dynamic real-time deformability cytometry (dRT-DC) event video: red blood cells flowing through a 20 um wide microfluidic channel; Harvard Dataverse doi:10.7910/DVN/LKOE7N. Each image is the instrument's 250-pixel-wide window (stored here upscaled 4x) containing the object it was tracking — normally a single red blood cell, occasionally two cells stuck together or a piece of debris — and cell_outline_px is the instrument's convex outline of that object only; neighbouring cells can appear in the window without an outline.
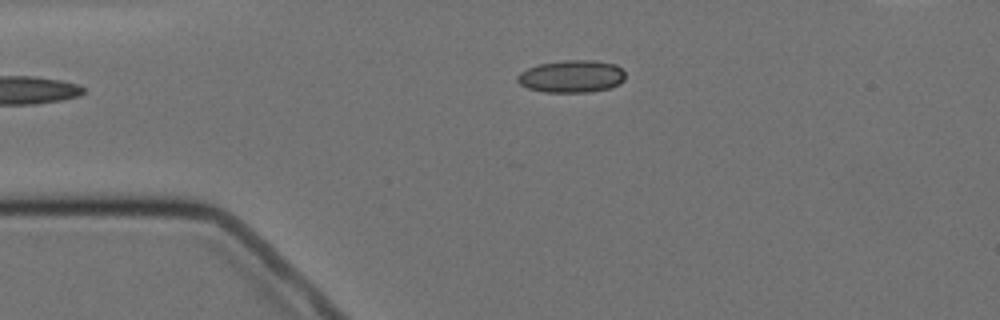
{"species": "Egyptian fruit bat (a non-hibernating species)", "species_latin": "Rousettus aegyptiacus", "temperature_condition": "cold", "stored_images_in_passage": 3, "camera_frame_rate_fps": 3000, "um_per_image_px": 0.085, "animal": {"sex": "female"}, "frame": {"image": 1, "passage_image": 3, "time_ms": 2.333, "image_size_px": [1000, 320], "cell_outline_px": [[624, 80], [620, 84], [608, 88], [588, 92], [544, 92], [528, 88], [520, 84], [516, 80], [516, 76], [520, 72], [528, 68], [540, 64], [564, 60], [592, 60], [616, 64], [624, 72]], "centroid_in_image_um": [48.58, 6.49], "position_along_channel_um": 36.4, "area_um2": 20.35}}